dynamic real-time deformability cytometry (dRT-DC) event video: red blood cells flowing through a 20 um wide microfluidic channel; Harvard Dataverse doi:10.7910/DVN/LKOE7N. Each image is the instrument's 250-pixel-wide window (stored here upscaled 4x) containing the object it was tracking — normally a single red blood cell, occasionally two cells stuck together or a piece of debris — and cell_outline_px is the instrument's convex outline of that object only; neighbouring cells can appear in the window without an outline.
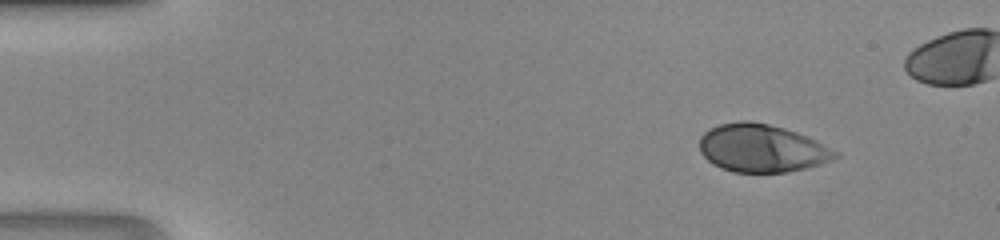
{"species": "human", "species_latin": "Homo sapiens", "temperature_condition": "room temperature", "stored_images_in_passage": 40, "camera_frame_rate_fps": 3000, "um_per_image_px": 0.085, "donor": {"sex": "male"}, "frame": {"image": 1, "passage_image": 1, "time_ms": 0.0, "image_size_px": [1000, 240], "cell_outline_px": [[840, 156], [832, 160], [820, 164], [804, 168], [784, 172], [732, 172], [720, 168], [712, 164], [700, 152], [700, 136], [704, 132], [720, 124], [740, 120], [748, 120], [768, 124], [784, 128], [796, 132], [816, 140], [840, 152]], "centroid_in_image_um": [64.75, 12.6], "position_along_channel_um": 20.2, "area_um2": 37.92}}
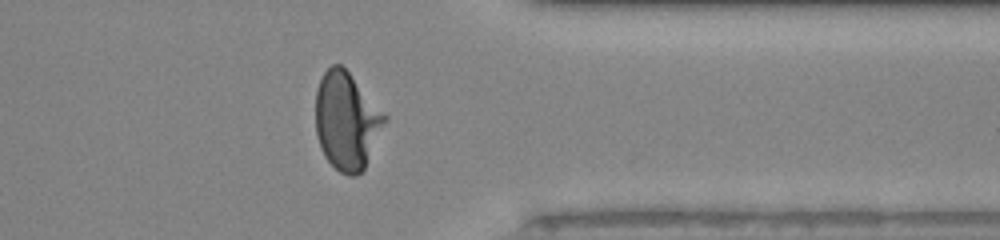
{"frame": {"image": 2, "passage_image": 33, "time_ms": 10.667, "image_size_px": [1000, 240], "cell_outline_px": [[388, 120], [364, 168], [356, 176], [348, 176], [340, 172], [324, 156], [320, 148], [316, 132], [316, 92], [320, 80], [324, 72], [332, 64], [340, 64], [348, 72], [388, 116]], "centroid_in_image_um": [29.47, 10.29], "position_along_channel_um": 381.9, "area_um2": 39.13}}
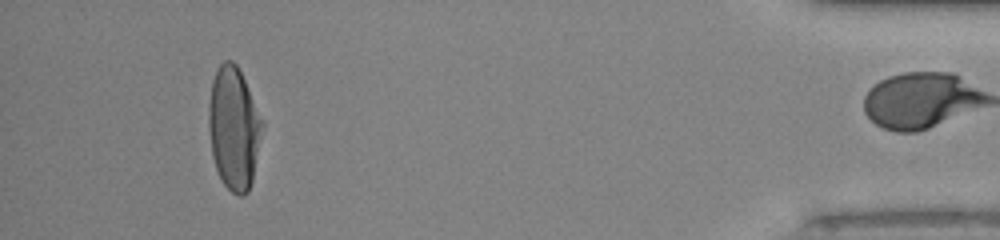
{"frame": {"image": 3, "passage_image": 39, "time_ms": 12.667, "image_size_px": [1000, 240], "cell_outline_px": [[264, 124], [252, 180], [248, 192], [244, 196], [236, 196], [220, 180], [212, 156], [208, 128], [208, 108], [212, 80], [220, 64], [224, 60], [232, 60], [236, 64], [264, 120]], "centroid_in_image_um": [19.87, 10.92], "position_along_channel_um": 415.3, "area_um2": 38.49}}